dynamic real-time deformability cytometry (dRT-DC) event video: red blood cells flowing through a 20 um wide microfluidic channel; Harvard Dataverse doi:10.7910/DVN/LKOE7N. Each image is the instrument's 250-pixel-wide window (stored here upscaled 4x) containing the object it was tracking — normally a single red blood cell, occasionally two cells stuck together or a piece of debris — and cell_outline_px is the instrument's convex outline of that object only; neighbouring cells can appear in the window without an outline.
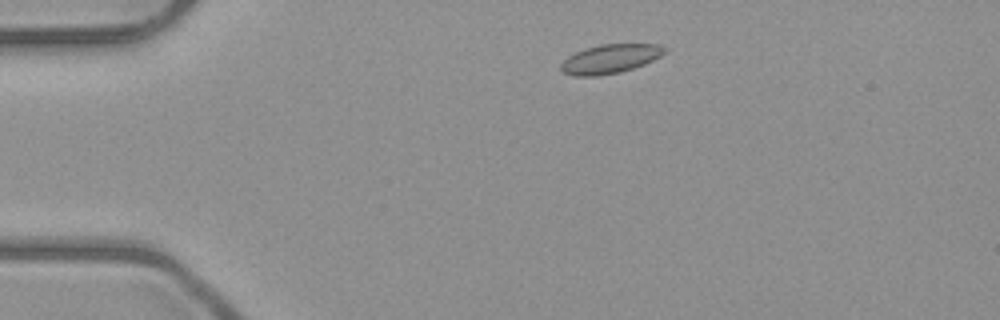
{"species": "common noctule bat (a hibernating species)", "species_latin": "Nyctalus noctula", "temperature_condition": "room temperature", "stored_images_in_passage": 5, "camera_frame_rate_fps": 3000, "um_per_image_px": 0.085, "animal": {"sex": "male", "body_mass_g": 23.1, "forearm_length_mm": 52.7}, "frame": {"image": 1, "passage_image": 3, "time_ms": 1.333, "image_size_px": [1000, 320], "cell_outline_px": [[668, 52], [644, 64], [620, 72], [596, 76], [576, 76], [564, 72], [560, 68], [560, 64], [568, 56], [584, 48], [600, 44], [660, 44], [668, 48]], "centroid_in_image_um": [51.89, 4.99], "position_along_channel_um": 33.1, "area_um2": 17.57}}
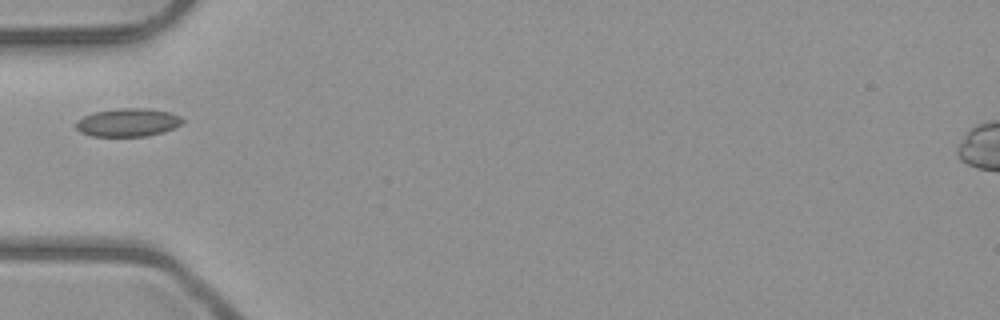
{"frame": {"image": 2, "passage_image": 5, "time_ms": 3.667, "image_size_px": [1000, 320], "cell_outline_px": [[184, 120], [180, 124], [164, 132], [144, 136], [92, 136], [80, 132], [76, 128], [76, 120], [92, 112], [116, 108], [148, 108], [168, 112], [180, 116]], "centroid_in_image_um": [10.83, 10.4], "position_along_channel_um": 74.2, "area_um2": 17.51}}